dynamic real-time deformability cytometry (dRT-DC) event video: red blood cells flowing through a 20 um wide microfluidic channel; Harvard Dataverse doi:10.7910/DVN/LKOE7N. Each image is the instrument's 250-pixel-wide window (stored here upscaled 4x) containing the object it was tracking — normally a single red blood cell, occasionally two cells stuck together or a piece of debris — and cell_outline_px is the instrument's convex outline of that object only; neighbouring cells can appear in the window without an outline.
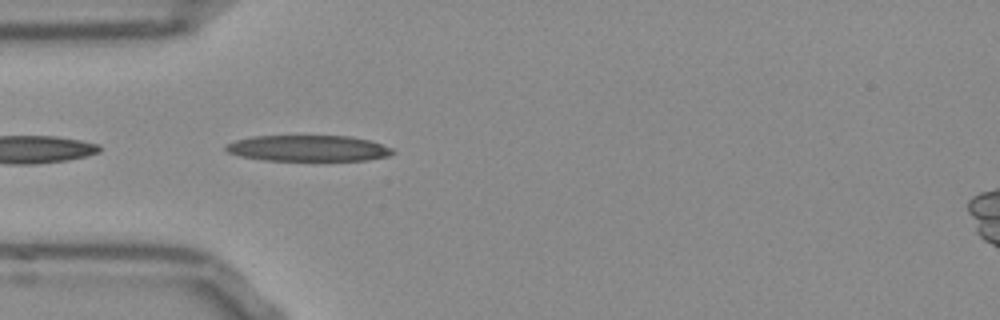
{"species": "Egyptian fruit bat (a non-hibernating species)", "species_latin": "Rousettus aegyptiacus", "temperature_condition": "room temperature", "stored_images_in_passage": 13, "camera_frame_rate_fps": 3000, "um_per_image_px": 0.085, "frame": {"image": 1, "passage_image": 1, "time_ms": 0.0, "image_size_px": [1000, 320], "cell_outline_px": [[396, 152], [388, 156], [368, 160], [264, 160], [240, 156], [228, 152], [224, 148], [228, 144], [236, 140], [252, 136], [352, 136], [368, 140], [392, 148]], "centroid_in_image_um": [26.21, 12.6], "position_along_channel_um": 58.8, "area_um2": 25.14}}
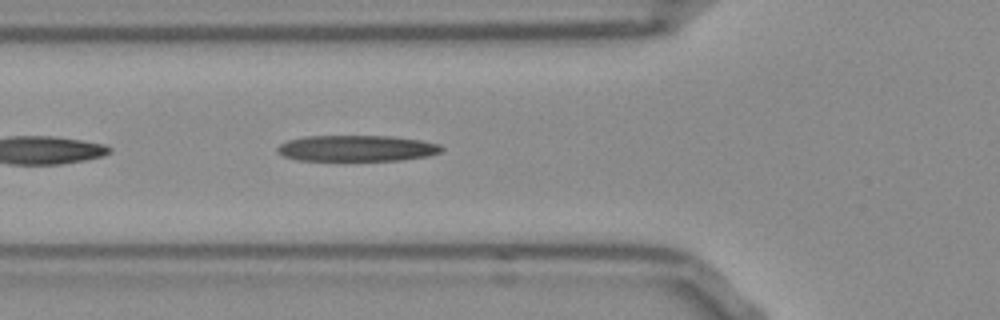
{"frame": {"image": 2, "passage_image": 4, "time_ms": 1.0, "image_size_px": [1000, 320], "cell_outline_px": [[444, 148], [440, 152], [428, 156], [400, 160], [296, 160], [284, 156], [276, 152], [276, 148], [280, 144], [288, 140], [304, 136], [392, 136], [420, 140], [440, 144]], "centroid_in_image_um": [30.31, 12.6], "position_along_channel_um": 95.5, "area_um2": 24.97}}
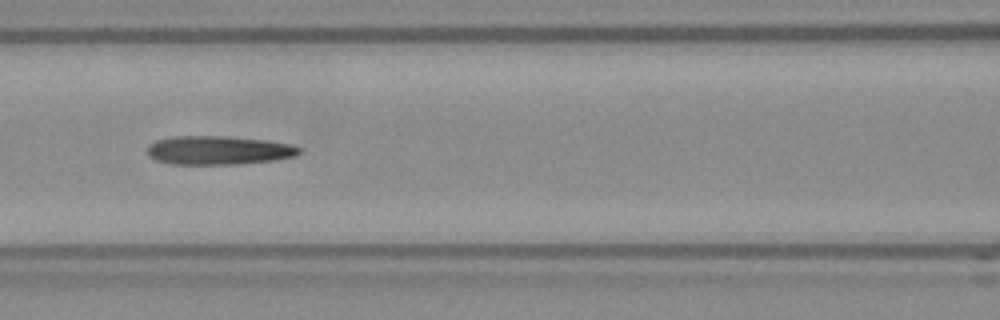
{"frame": {"image": 3, "passage_image": 8, "time_ms": 2.333, "image_size_px": [1000, 320], "cell_outline_px": [[300, 152], [296, 156], [272, 160], [240, 164], [168, 164], [156, 160], [148, 156], [148, 144], [156, 140], [172, 136], [224, 136], [264, 140], [292, 144], [300, 148]], "centroid_in_image_um": [18.54, 12.77], "position_along_channel_um": 148.1, "area_um2": 25.49}}